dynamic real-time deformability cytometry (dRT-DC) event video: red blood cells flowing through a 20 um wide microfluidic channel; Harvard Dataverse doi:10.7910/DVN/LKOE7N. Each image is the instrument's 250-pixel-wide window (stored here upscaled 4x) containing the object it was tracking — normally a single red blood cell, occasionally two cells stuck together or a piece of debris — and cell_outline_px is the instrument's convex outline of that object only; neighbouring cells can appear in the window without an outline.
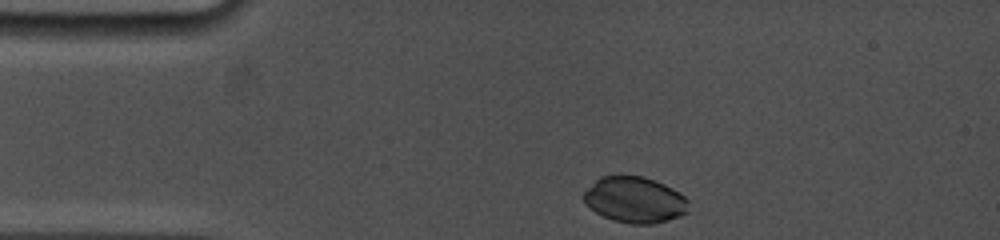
{"species": "common noctule bat (a hibernating species)", "species_latin": "Nyctalus noctula", "temperature_condition": "cold", "stored_images_in_passage": 19, "camera_frame_rate_fps": 5000, "um_per_image_px": 0.085, "animal": {"sex": "female", "body_mass_g": 19.0, "forearm_length_mm": 53.3}, "frame": {"image": 1, "passage_image": 1, "time_ms": 0.0, "image_size_px": [1000, 240], "cell_outline_px": [[688, 212], [680, 216], [652, 224], [632, 224], [612, 220], [596, 212], [584, 204], [584, 192], [600, 176], [644, 176], [664, 184], [672, 188], [684, 196], [688, 200]], "centroid_in_image_um": [53.96, 16.99], "position_along_channel_um": 31.0, "area_um2": 27.98}}
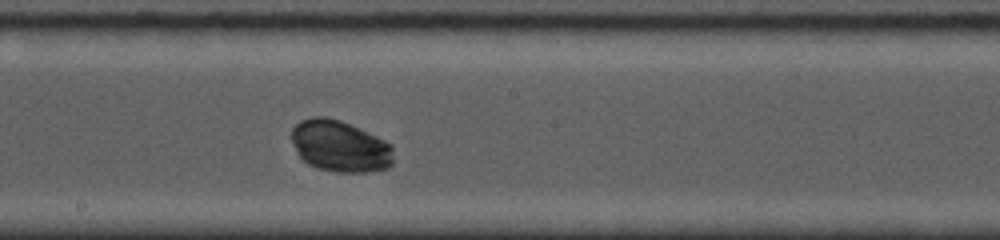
{"frame": {"image": 2, "passage_image": 11, "time_ms": 6.2, "image_size_px": [1000, 240], "cell_outline_px": [[392, 164], [388, 168], [368, 172], [336, 172], [316, 168], [308, 164], [296, 152], [292, 140], [292, 128], [300, 120], [312, 116], [324, 116], [340, 120], [376, 136], [392, 144]], "centroid_in_image_um": [28.88, 12.43], "position_along_channel_um": 219.3, "area_um2": 30.63}}
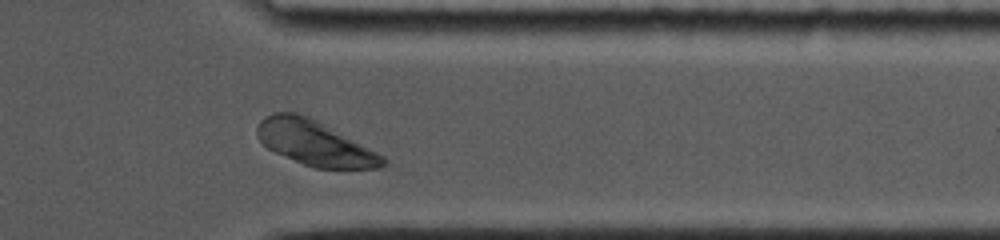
{"frame": {"image": 3, "passage_image": 18, "time_ms": 10.6, "image_size_px": [1000, 240], "cell_outline_px": [[388, 164], [380, 168], [316, 168], [304, 164], [276, 152], [268, 148], [256, 136], [256, 128], [260, 120], [264, 116], [276, 112], [296, 112], [308, 116], [324, 124], [384, 156], [388, 160]], "centroid_in_image_um": [26.74, 12.15], "position_along_channel_um": 384.7, "area_um2": 32.54}}